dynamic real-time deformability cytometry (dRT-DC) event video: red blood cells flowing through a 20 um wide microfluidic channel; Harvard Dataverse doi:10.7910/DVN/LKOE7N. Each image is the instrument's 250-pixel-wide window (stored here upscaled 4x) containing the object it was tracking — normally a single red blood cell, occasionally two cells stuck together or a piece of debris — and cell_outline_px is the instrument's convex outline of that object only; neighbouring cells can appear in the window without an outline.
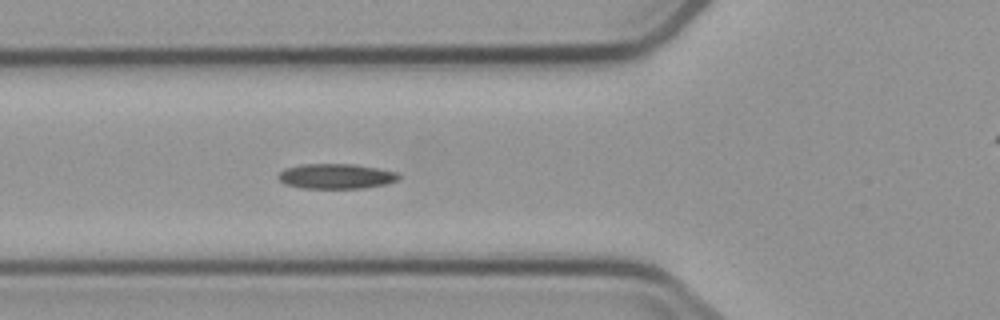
{"species": "common noctule bat (a hibernating species)", "species_latin": "Nyctalus noctula", "temperature_condition": "cold", "stored_images_in_passage": 5, "camera_frame_rate_fps": 3000, "um_per_image_px": 0.085, "animal": {"sex": "male", "body_mass_g": 23.1, "forearm_length_mm": 52.7}, "frame": {"image": 1, "passage_image": 5, "time_ms": 6.0, "image_size_px": [1000, 320], "cell_outline_px": [[400, 176], [396, 180], [384, 184], [364, 188], [300, 188], [284, 184], [276, 176], [284, 168], [300, 164], [356, 164], [396, 172]], "centroid_in_image_um": [28.5, 14.97], "position_along_channel_um": 97.3, "area_um2": 17.57}}